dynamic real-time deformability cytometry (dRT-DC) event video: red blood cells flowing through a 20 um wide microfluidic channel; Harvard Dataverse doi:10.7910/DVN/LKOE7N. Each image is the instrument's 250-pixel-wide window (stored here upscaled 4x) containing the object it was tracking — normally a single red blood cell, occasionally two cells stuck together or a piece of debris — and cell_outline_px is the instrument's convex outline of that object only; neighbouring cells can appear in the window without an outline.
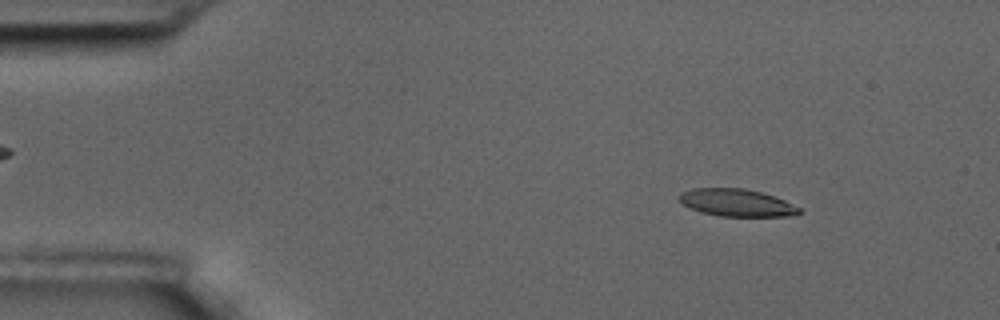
{"species": "common noctule bat (a hibernating species)", "species_latin": "Nyctalus noctula", "temperature_condition": "room temperature", "stored_images_in_passage": 9, "camera_frame_rate_fps": 3000, "um_per_image_px": 0.085, "animal": {"sex": "male", "body_mass_g": 17.5, "forearm_length_mm": 52.3}, "frame": {"image": 1, "passage_image": 2, "time_ms": 0.333, "image_size_px": [1000, 320], "cell_outline_px": [[800, 212], [784, 216], [720, 216], [700, 212], [680, 204], [676, 196], [680, 192], [692, 188], [744, 188], [760, 192], [784, 200], [800, 208]], "centroid_in_image_um": [62.49, 17.22], "position_along_channel_um": 22.5, "area_um2": 19.13}}
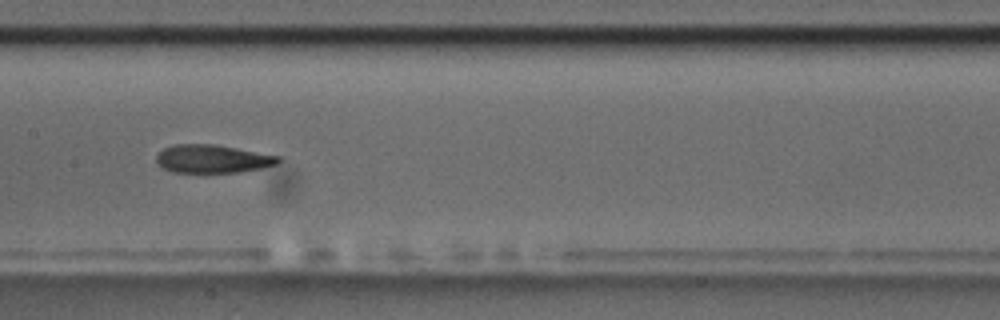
{"frame": {"image": 2, "passage_image": 8, "time_ms": 2.333, "image_size_px": [1000, 320], "cell_outline_px": [[280, 160], [276, 164], [260, 168], [240, 172], [172, 172], [164, 168], [156, 160], [156, 156], [164, 148], [176, 144], [212, 144], [236, 148], [280, 156]], "centroid_in_image_um": [18.06, 13.5], "position_along_channel_um": 189.3, "area_um2": 19.71}}
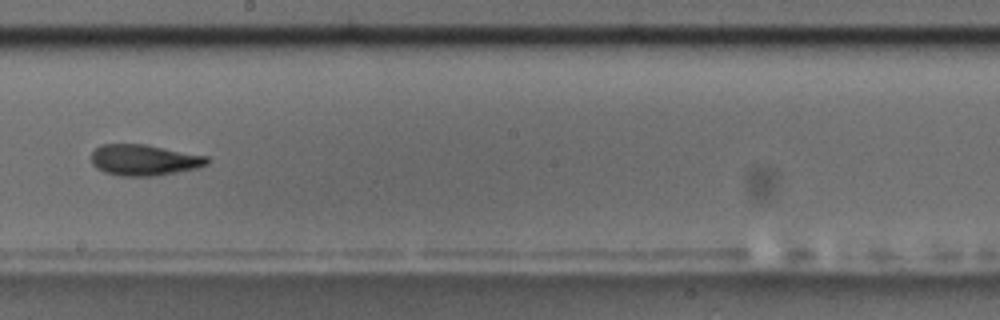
{"frame": {"image": 3, "passage_image": 9, "time_ms": 2.667, "image_size_px": [1000, 320], "cell_outline_px": [[208, 164], [196, 168], [156, 176], [120, 176], [104, 172], [96, 168], [92, 164], [92, 152], [100, 144], [144, 144], [208, 156]], "centroid_in_image_um": [12.23, 13.6], "position_along_channel_um": 236.0, "area_um2": 20.92}}